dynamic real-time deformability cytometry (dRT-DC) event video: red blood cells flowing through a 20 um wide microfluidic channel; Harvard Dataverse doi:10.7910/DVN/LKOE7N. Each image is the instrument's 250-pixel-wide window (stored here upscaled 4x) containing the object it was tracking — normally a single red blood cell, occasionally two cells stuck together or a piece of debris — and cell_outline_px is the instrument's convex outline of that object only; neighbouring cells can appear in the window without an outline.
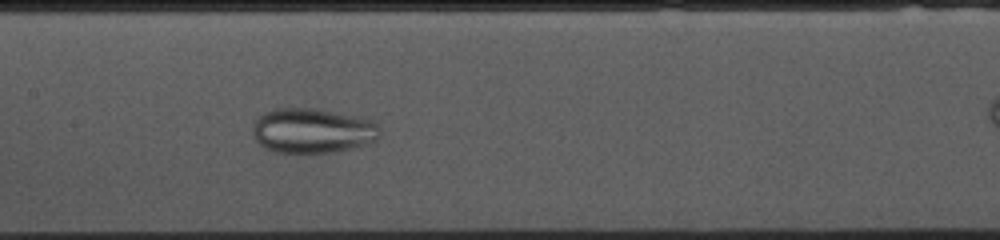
{"species": "common noctule bat (a hibernating species)", "species_latin": "Nyctalus noctula", "temperature_condition": "cold", "stored_images_in_passage": 50, "camera_frame_rate_fps": 3000, "um_per_image_px": 0.085, "animal": {"sex": "female", "body_mass_g": 10.0, "forearm_length_mm": 53.1}, "frame": {"image": 1, "passage_image": 20, "time_ms": 6.333, "image_size_px": [1000, 240], "cell_outline_px": [[380, 136], [376, 140], [352, 148], [336, 152], [276, 152], [264, 148], [256, 140], [252, 132], [252, 128], [256, 120], [264, 112], [276, 108], [316, 108], [364, 116], [372, 120], [380, 128]], "centroid_in_image_um": [26.59, 11.09], "position_along_channel_um": 180.8, "area_um2": 33.58}}
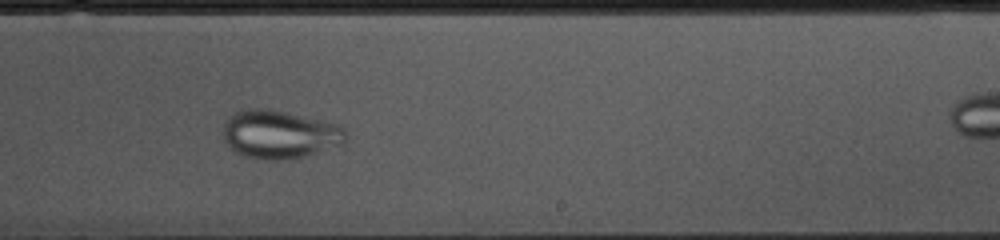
{"frame": {"image": 2, "passage_image": 27, "time_ms": 8.667, "image_size_px": [1000, 240], "cell_outline_px": [[348, 136], [344, 144], [304, 156], [284, 160], [268, 160], [244, 156], [228, 148], [224, 140], [224, 124], [228, 116], [232, 112], [244, 108], [264, 108], [288, 112], [336, 124], [344, 128]], "centroid_in_image_um": [23.73, 11.41], "position_along_channel_um": 265.3, "area_um2": 34.85}}
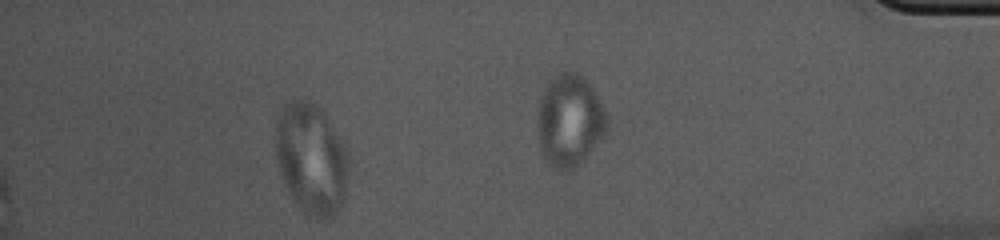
{"frame": {"image": 3, "passage_image": 44, "time_ms": 14.333, "image_size_px": [1000, 240], "cell_outline_px": [[344, 200], [336, 212], [332, 216], [320, 220], [304, 212], [292, 200], [284, 184], [280, 172], [276, 156], [276, 116], [288, 100], [308, 100], [320, 108], [328, 120], [340, 140], [344, 148]], "centroid_in_image_um": [26.37, 13.49], "position_along_channel_um": 408.8, "area_um2": 45.95}}